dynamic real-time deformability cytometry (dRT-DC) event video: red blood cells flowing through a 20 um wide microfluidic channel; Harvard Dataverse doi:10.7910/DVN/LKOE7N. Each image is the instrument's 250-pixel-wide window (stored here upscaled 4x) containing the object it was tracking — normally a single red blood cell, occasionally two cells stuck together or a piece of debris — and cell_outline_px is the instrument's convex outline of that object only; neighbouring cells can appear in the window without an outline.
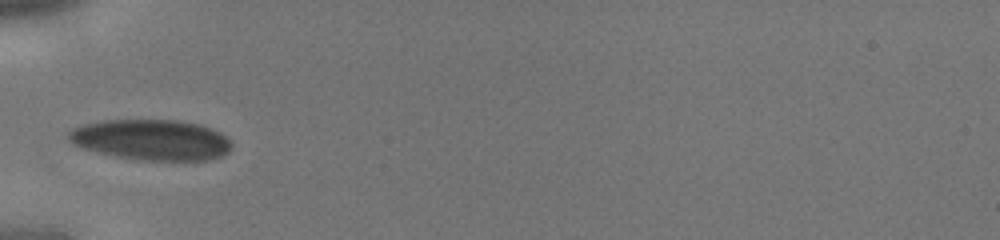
{"species": "human", "species_latin": "Homo sapiens", "temperature_condition": "cold", "stored_images_in_passage": 28, "camera_frame_rate_fps": 3000, "um_per_image_px": 0.085, "donor": {"sex": "male"}, "frame": {"image": 1, "passage_image": 1, "time_ms": 0.0, "image_size_px": [1000, 240], "cell_outline_px": [[232, 148], [228, 152], [220, 156], [208, 160], [140, 160], [116, 156], [84, 148], [68, 140], [68, 132], [72, 128], [84, 124], [100, 120], [176, 120], [200, 124], [212, 128], [220, 132], [232, 144]], "centroid_in_image_um": [12.88, 11.87], "position_along_channel_um": 72.1, "area_um2": 38.49}}
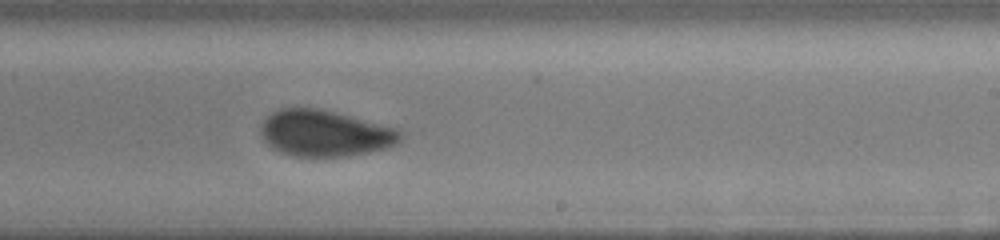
{"frame": {"image": 2, "passage_image": 13, "time_ms": 4.0, "image_size_px": [1000, 240], "cell_outline_px": [[400, 140], [396, 144], [384, 148], [368, 152], [348, 156], [292, 156], [280, 152], [272, 148], [264, 140], [260, 132], [264, 120], [272, 112], [280, 108], [320, 108], [396, 128], [400, 132]], "centroid_in_image_um": [27.58, 11.33], "position_along_channel_um": 261.4, "area_um2": 37.28}}
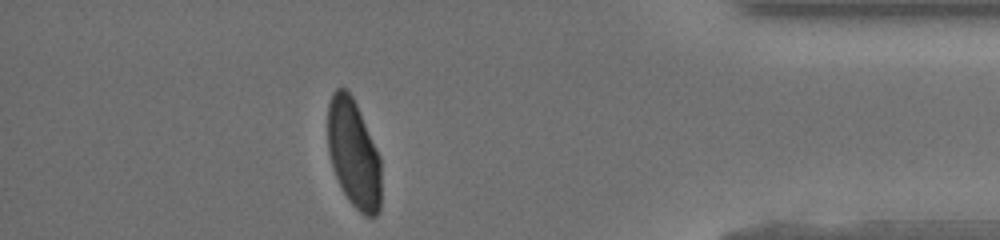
{"frame": {"image": 3, "passage_image": 24, "time_ms": 7.667, "image_size_px": [1000, 240], "cell_outline_px": [[380, 208], [376, 216], [364, 216], [348, 200], [336, 176], [328, 152], [328, 104], [332, 92], [336, 88], [344, 88], [352, 96], [356, 104], [380, 156]], "centroid_in_image_um": [30.05, 13.06], "position_along_channel_um": 405.1, "area_um2": 33.41}}